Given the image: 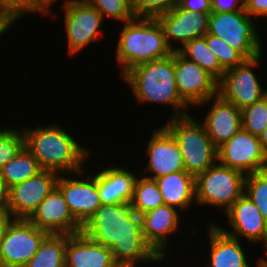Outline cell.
Wrapping results in <instances>:
<instances>
[{
	"instance_id": "cell-38",
	"label": "cell",
	"mask_w": 267,
	"mask_h": 267,
	"mask_svg": "<svg viewBox=\"0 0 267 267\" xmlns=\"http://www.w3.org/2000/svg\"><path fill=\"white\" fill-rule=\"evenodd\" d=\"M178 5L189 11L211 12V0H180Z\"/></svg>"
},
{
	"instance_id": "cell-20",
	"label": "cell",
	"mask_w": 267,
	"mask_h": 267,
	"mask_svg": "<svg viewBox=\"0 0 267 267\" xmlns=\"http://www.w3.org/2000/svg\"><path fill=\"white\" fill-rule=\"evenodd\" d=\"M212 103L204 117L203 124L212 143L219 148L230 140L241 128V109L224 101L219 95L209 98L197 107Z\"/></svg>"
},
{
	"instance_id": "cell-13",
	"label": "cell",
	"mask_w": 267,
	"mask_h": 267,
	"mask_svg": "<svg viewBox=\"0 0 267 267\" xmlns=\"http://www.w3.org/2000/svg\"><path fill=\"white\" fill-rule=\"evenodd\" d=\"M175 82L180 98L190 107L218 95V81L196 62L174 51Z\"/></svg>"
},
{
	"instance_id": "cell-22",
	"label": "cell",
	"mask_w": 267,
	"mask_h": 267,
	"mask_svg": "<svg viewBox=\"0 0 267 267\" xmlns=\"http://www.w3.org/2000/svg\"><path fill=\"white\" fill-rule=\"evenodd\" d=\"M210 244L208 262L204 267H250L242 242L224 233L215 223H208ZM246 250V252H245Z\"/></svg>"
},
{
	"instance_id": "cell-16",
	"label": "cell",
	"mask_w": 267,
	"mask_h": 267,
	"mask_svg": "<svg viewBox=\"0 0 267 267\" xmlns=\"http://www.w3.org/2000/svg\"><path fill=\"white\" fill-rule=\"evenodd\" d=\"M58 173L42 170L9 188L7 212L12 218L28 219L56 185Z\"/></svg>"
},
{
	"instance_id": "cell-26",
	"label": "cell",
	"mask_w": 267,
	"mask_h": 267,
	"mask_svg": "<svg viewBox=\"0 0 267 267\" xmlns=\"http://www.w3.org/2000/svg\"><path fill=\"white\" fill-rule=\"evenodd\" d=\"M42 170L38 160L24 146L14 158L2 167L0 172L7 187L11 188L37 175Z\"/></svg>"
},
{
	"instance_id": "cell-32",
	"label": "cell",
	"mask_w": 267,
	"mask_h": 267,
	"mask_svg": "<svg viewBox=\"0 0 267 267\" xmlns=\"http://www.w3.org/2000/svg\"><path fill=\"white\" fill-rule=\"evenodd\" d=\"M24 147L22 129L0 127V171Z\"/></svg>"
},
{
	"instance_id": "cell-2",
	"label": "cell",
	"mask_w": 267,
	"mask_h": 267,
	"mask_svg": "<svg viewBox=\"0 0 267 267\" xmlns=\"http://www.w3.org/2000/svg\"><path fill=\"white\" fill-rule=\"evenodd\" d=\"M22 131L24 146L44 170L72 174L83 170V163L93 154L57 122L45 127L38 125L35 129L23 125Z\"/></svg>"
},
{
	"instance_id": "cell-41",
	"label": "cell",
	"mask_w": 267,
	"mask_h": 267,
	"mask_svg": "<svg viewBox=\"0 0 267 267\" xmlns=\"http://www.w3.org/2000/svg\"><path fill=\"white\" fill-rule=\"evenodd\" d=\"M14 23L5 15V13L0 9V37L3 34L9 32L10 27H13Z\"/></svg>"
},
{
	"instance_id": "cell-6",
	"label": "cell",
	"mask_w": 267,
	"mask_h": 267,
	"mask_svg": "<svg viewBox=\"0 0 267 267\" xmlns=\"http://www.w3.org/2000/svg\"><path fill=\"white\" fill-rule=\"evenodd\" d=\"M245 177L242 172L217 161L195 177L196 204L222 208L226 212L244 194Z\"/></svg>"
},
{
	"instance_id": "cell-35",
	"label": "cell",
	"mask_w": 267,
	"mask_h": 267,
	"mask_svg": "<svg viewBox=\"0 0 267 267\" xmlns=\"http://www.w3.org/2000/svg\"><path fill=\"white\" fill-rule=\"evenodd\" d=\"M0 9L13 22L19 18L33 13L35 14L34 0H0Z\"/></svg>"
},
{
	"instance_id": "cell-3",
	"label": "cell",
	"mask_w": 267,
	"mask_h": 267,
	"mask_svg": "<svg viewBox=\"0 0 267 267\" xmlns=\"http://www.w3.org/2000/svg\"><path fill=\"white\" fill-rule=\"evenodd\" d=\"M122 80L131 88L139 103H155L172 107L170 118L184 116L189 106L180 98L174 73V51L165 58L144 62L132 67Z\"/></svg>"
},
{
	"instance_id": "cell-30",
	"label": "cell",
	"mask_w": 267,
	"mask_h": 267,
	"mask_svg": "<svg viewBox=\"0 0 267 267\" xmlns=\"http://www.w3.org/2000/svg\"><path fill=\"white\" fill-rule=\"evenodd\" d=\"M244 194L253 201L267 221V170L246 175Z\"/></svg>"
},
{
	"instance_id": "cell-23",
	"label": "cell",
	"mask_w": 267,
	"mask_h": 267,
	"mask_svg": "<svg viewBox=\"0 0 267 267\" xmlns=\"http://www.w3.org/2000/svg\"><path fill=\"white\" fill-rule=\"evenodd\" d=\"M95 174L98 178V191L102 204L130 203L139 174L122 166H106Z\"/></svg>"
},
{
	"instance_id": "cell-33",
	"label": "cell",
	"mask_w": 267,
	"mask_h": 267,
	"mask_svg": "<svg viewBox=\"0 0 267 267\" xmlns=\"http://www.w3.org/2000/svg\"><path fill=\"white\" fill-rule=\"evenodd\" d=\"M96 8L105 18H110L122 24L134 17L130 5V0H86Z\"/></svg>"
},
{
	"instance_id": "cell-34",
	"label": "cell",
	"mask_w": 267,
	"mask_h": 267,
	"mask_svg": "<svg viewBox=\"0 0 267 267\" xmlns=\"http://www.w3.org/2000/svg\"><path fill=\"white\" fill-rule=\"evenodd\" d=\"M180 0H130L132 13L135 17L157 18L175 8Z\"/></svg>"
},
{
	"instance_id": "cell-27",
	"label": "cell",
	"mask_w": 267,
	"mask_h": 267,
	"mask_svg": "<svg viewBox=\"0 0 267 267\" xmlns=\"http://www.w3.org/2000/svg\"><path fill=\"white\" fill-rule=\"evenodd\" d=\"M177 51L188 60L196 62L217 81L222 78L225 70L221 67L217 56L207 46L204 36L185 43Z\"/></svg>"
},
{
	"instance_id": "cell-43",
	"label": "cell",
	"mask_w": 267,
	"mask_h": 267,
	"mask_svg": "<svg viewBox=\"0 0 267 267\" xmlns=\"http://www.w3.org/2000/svg\"><path fill=\"white\" fill-rule=\"evenodd\" d=\"M262 150L267 155V128L264 130V132L259 137Z\"/></svg>"
},
{
	"instance_id": "cell-4",
	"label": "cell",
	"mask_w": 267,
	"mask_h": 267,
	"mask_svg": "<svg viewBox=\"0 0 267 267\" xmlns=\"http://www.w3.org/2000/svg\"><path fill=\"white\" fill-rule=\"evenodd\" d=\"M122 25L117 34L119 40L115 50L121 76L138 64L165 58L173 53L157 18L134 16Z\"/></svg>"
},
{
	"instance_id": "cell-18",
	"label": "cell",
	"mask_w": 267,
	"mask_h": 267,
	"mask_svg": "<svg viewBox=\"0 0 267 267\" xmlns=\"http://www.w3.org/2000/svg\"><path fill=\"white\" fill-rule=\"evenodd\" d=\"M28 220L51 234H76L82 225L73 217L61 190L55 185Z\"/></svg>"
},
{
	"instance_id": "cell-12",
	"label": "cell",
	"mask_w": 267,
	"mask_h": 267,
	"mask_svg": "<svg viewBox=\"0 0 267 267\" xmlns=\"http://www.w3.org/2000/svg\"><path fill=\"white\" fill-rule=\"evenodd\" d=\"M217 161L244 175L267 170V155L259 137L243 128L217 148Z\"/></svg>"
},
{
	"instance_id": "cell-9",
	"label": "cell",
	"mask_w": 267,
	"mask_h": 267,
	"mask_svg": "<svg viewBox=\"0 0 267 267\" xmlns=\"http://www.w3.org/2000/svg\"><path fill=\"white\" fill-rule=\"evenodd\" d=\"M262 58L261 53L257 57L245 59L236 67L226 70L218 81V95L241 110L267 96V89L263 88L264 86L261 85L253 70L262 63Z\"/></svg>"
},
{
	"instance_id": "cell-37",
	"label": "cell",
	"mask_w": 267,
	"mask_h": 267,
	"mask_svg": "<svg viewBox=\"0 0 267 267\" xmlns=\"http://www.w3.org/2000/svg\"><path fill=\"white\" fill-rule=\"evenodd\" d=\"M245 11L250 17L267 20V0H244Z\"/></svg>"
},
{
	"instance_id": "cell-28",
	"label": "cell",
	"mask_w": 267,
	"mask_h": 267,
	"mask_svg": "<svg viewBox=\"0 0 267 267\" xmlns=\"http://www.w3.org/2000/svg\"><path fill=\"white\" fill-rule=\"evenodd\" d=\"M130 204L138 215L164 205L161 191L155 179L138 175L134 186L133 199Z\"/></svg>"
},
{
	"instance_id": "cell-14",
	"label": "cell",
	"mask_w": 267,
	"mask_h": 267,
	"mask_svg": "<svg viewBox=\"0 0 267 267\" xmlns=\"http://www.w3.org/2000/svg\"><path fill=\"white\" fill-rule=\"evenodd\" d=\"M151 134L144 150L148 162L143 169L144 175H141L156 179L177 171H185L183 156L173 135L164 126L154 129Z\"/></svg>"
},
{
	"instance_id": "cell-40",
	"label": "cell",
	"mask_w": 267,
	"mask_h": 267,
	"mask_svg": "<svg viewBox=\"0 0 267 267\" xmlns=\"http://www.w3.org/2000/svg\"><path fill=\"white\" fill-rule=\"evenodd\" d=\"M9 202V188L0 172V212H7Z\"/></svg>"
},
{
	"instance_id": "cell-17",
	"label": "cell",
	"mask_w": 267,
	"mask_h": 267,
	"mask_svg": "<svg viewBox=\"0 0 267 267\" xmlns=\"http://www.w3.org/2000/svg\"><path fill=\"white\" fill-rule=\"evenodd\" d=\"M210 13L189 11L176 5L174 9L160 14L157 19L164 29L168 45L176 51L185 43L207 34ZM177 42L180 45H174Z\"/></svg>"
},
{
	"instance_id": "cell-11",
	"label": "cell",
	"mask_w": 267,
	"mask_h": 267,
	"mask_svg": "<svg viewBox=\"0 0 267 267\" xmlns=\"http://www.w3.org/2000/svg\"><path fill=\"white\" fill-rule=\"evenodd\" d=\"M48 234L28 219L13 218L0 243V264L24 267Z\"/></svg>"
},
{
	"instance_id": "cell-21",
	"label": "cell",
	"mask_w": 267,
	"mask_h": 267,
	"mask_svg": "<svg viewBox=\"0 0 267 267\" xmlns=\"http://www.w3.org/2000/svg\"><path fill=\"white\" fill-rule=\"evenodd\" d=\"M115 264L111 249L83 232L67 234L65 267H113Z\"/></svg>"
},
{
	"instance_id": "cell-31",
	"label": "cell",
	"mask_w": 267,
	"mask_h": 267,
	"mask_svg": "<svg viewBox=\"0 0 267 267\" xmlns=\"http://www.w3.org/2000/svg\"><path fill=\"white\" fill-rule=\"evenodd\" d=\"M207 46L217 56L221 67L226 71L241 64L246 58L226 41L207 33L205 36Z\"/></svg>"
},
{
	"instance_id": "cell-8",
	"label": "cell",
	"mask_w": 267,
	"mask_h": 267,
	"mask_svg": "<svg viewBox=\"0 0 267 267\" xmlns=\"http://www.w3.org/2000/svg\"><path fill=\"white\" fill-rule=\"evenodd\" d=\"M62 8L64 11L63 25L66 33L69 56L83 51L88 45L99 40L105 29L104 19L100 12L86 0H64Z\"/></svg>"
},
{
	"instance_id": "cell-39",
	"label": "cell",
	"mask_w": 267,
	"mask_h": 267,
	"mask_svg": "<svg viewBox=\"0 0 267 267\" xmlns=\"http://www.w3.org/2000/svg\"><path fill=\"white\" fill-rule=\"evenodd\" d=\"M35 1V13L43 14V16H54V12L52 13V6H54L55 2H60L59 0H34Z\"/></svg>"
},
{
	"instance_id": "cell-5",
	"label": "cell",
	"mask_w": 267,
	"mask_h": 267,
	"mask_svg": "<svg viewBox=\"0 0 267 267\" xmlns=\"http://www.w3.org/2000/svg\"><path fill=\"white\" fill-rule=\"evenodd\" d=\"M163 126L177 141L188 174L196 177L217 162V147L210 140L205 125L190 113L170 118Z\"/></svg>"
},
{
	"instance_id": "cell-36",
	"label": "cell",
	"mask_w": 267,
	"mask_h": 267,
	"mask_svg": "<svg viewBox=\"0 0 267 267\" xmlns=\"http://www.w3.org/2000/svg\"><path fill=\"white\" fill-rule=\"evenodd\" d=\"M245 11L244 0H211V12Z\"/></svg>"
},
{
	"instance_id": "cell-46",
	"label": "cell",
	"mask_w": 267,
	"mask_h": 267,
	"mask_svg": "<svg viewBox=\"0 0 267 267\" xmlns=\"http://www.w3.org/2000/svg\"><path fill=\"white\" fill-rule=\"evenodd\" d=\"M0 267H20V266H12V265H4V264H0Z\"/></svg>"
},
{
	"instance_id": "cell-15",
	"label": "cell",
	"mask_w": 267,
	"mask_h": 267,
	"mask_svg": "<svg viewBox=\"0 0 267 267\" xmlns=\"http://www.w3.org/2000/svg\"><path fill=\"white\" fill-rule=\"evenodd\" d=\"M227 222L232 231L222 228L216 224L224 233L241 240L245 238L251 245L264 244L265 252L267 251V221L259 212L257 206L246 195L239 197L233 205L225 212ZM262 242V243H261Z\"/></svg>"
},
{
	"instance_id": "cell-7",
	"label": "cell",
	"mask_w": 267,
	"mask_h": 267,
	"mask_svg": "<svg viewBox=\"0 0 267 267\" xmlns=\"http://www.w3.org/2000/svg\"><path fill=\"white\" fill-rule=\"evenodd\" d=\"M246 11L210 13L208 32L226 41L246 59L263 52V43L257 24Z\"/></svg>"
},
{
	"instance_id": "cell-19",
	"label": "cell",
	"mask_w": 267,
	"mask_h": 267,
	"mask_svg": "<svg viewBox=\"0 0 267 267\" xmlns=\"http://www.w3.org/2000/svg\"><path fill=\"white\" fill-rule=\"evenodd\" d=\"M179 213L177 208L164 204L140 215L146 242L164 261L168 255V238L181 227Z\"/></svg>"
},
{
	"instance_id": "cell-25",
	"label": "cell",
	"mask_w": 267,
	"mask_h": 267,
	"mask_svg": "<svg viewBox=\"0 0 267 267\" xmlns=\"http://www.w3.org/2000/svg\"><path fill=\"white\" fill-rule=\"evenodd\" d=\"M67 234L49 233L24 267H65Z\"/></svg>"
},
{
	"instance_id": "cell-24",
	"label": "cell",
	"mask_w": 267,
	"mask_h": 267,
	"mask_svg": "<svg viewBox=\"0 0 267 267\" xmlns=\"http://www.w3.org/2000/svg\"><path fill=\"white\" fill-rule=\"evenodd\" d=\"M155 181L161 191L164 204L177 208L181 213L188 212L190 206L196 204L195 177L186 171L158 177Z\"/></svg>"
},
{
	"instance_id": "cell-45",
	"label": "cell",
	"mask_w": 267,
	"mask_h": 267,
	"mask_svg": "<svg viewBox=\"0 0 267 267\" xmlns=\"http://www.w3.org/2000/svg\"><path fill=\"white\" fill-rule=\"evenodd\" d=\"M113 267H137L130 264H115Z\"/></svg>"
},
{
	"instance_id": "cell-10",
	"label": "cell",
	"mask_w": 267,
	"mask_h": 267,
	"mask_svg": "<svg viewBox=\"0 0 267 267\" xmlns=\"http://www.w3.org/2000/svg\"><path fill=\"white\" fill-rule=\"evenodd\" d=\"M85 170L87 169L84 168L72 175L71 173L59 174L56 181V186L61 190L70 212L82 226L102 205L98 191V178L96 174L89 175V173H86L85 177L84 172H87Z\"/></svg>"
},
{
	"instance_id": "cell-1",
	"label": "cell",
	"mask_w": 267,
	"mask_h": 267,
	"mask_svg": "<svg viewBox=\"0 0 267 267\" xmlns=\"http://www.w3.org/2000/svg\"><path fill=\"white\" fill-rule=\"evenodd\" d=\"M93 241L111 249L116 264L140 266L164 261L146 242L141 216L130 203L102 204L82 226Z\"/></svg>"
},
{
	"instance_id": "cell-29",
	"label": "cell",
	"mask_w": 267,
	"mask_h": 267,
	"mask_svg": "<svg viewBox=\"0 0 267 267\" xmlns=\"http://www.w3.org/2000/svg\"><path fill=\"white\" fill-rule=\"evenodd\" d=\"M242 128L260 137L267 128V96L241 110Z\"/></svg>"
},
{
	"instance_id": "cell-44",
	"label": "cell",
	"mask_w": 267,
	"mask_h": 267,
	"mask_svg": "<svg viewBox=\"0 0 267 267\" xmlns=\"http://www.w3.org/2000/svg\"><path fill=\"white\" fill-rule=\"evenodd\" d=\"M262 257L258 258L256 267H267V255L264 253Z\"/></svg>"
},
{
	"instance_id": "cell-42",
	"label": "cell",
	"mask_w": 267,
	"mask_h": 267,
	"mask_svg": "<svg viewBox=\"0 0 267 267\" xmlns=\"http://www.w3.org/2000/svg\"><path fill=\"white\" fill-rule=\"evenodd\" d=\"M13 218L8 212H0V243L3 240L5 231Z\"/></svg>"
}]
</instances>
